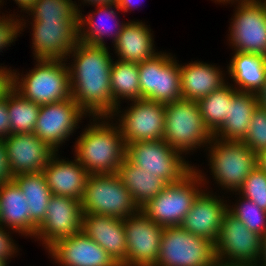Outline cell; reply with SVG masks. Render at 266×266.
Listing matches in <instances>:
<instances>
[{
  "instance_id": "6da1fadb",
  "label": "cell",
  "mask_w": 266,
  "mask_h": 266,
  "mask_svg": "<svg viewBox=\"0 0 266 266\" xmlns=\"http://www.w3.org/2000/svg\"><path fill=\"white\" fill-rule=\"evenodd\" d=\"M109 53L108 46L78 41L67 56H74L72 65H68L71 97L88 116L111 117L117 108L111 92L113 60Z\"/></svg>"
},
{
  "instance_id": "7a4b0ae2",
  "label": "cell",
  "mask_w": 266,
  "mask_h": 266,
  "mask_svg": "<svg viewBox=\"0 0 266 266\" xmlns=\"http://www.w3.org/2000/svg\"><path fill=\"white\" fill-rule=\"evenodd\" d=\"M93 119L76 141L75 158L89 174H115L125 160L126 143L119 126L107 121L109 117Z\"/></svg>"
},
{
  "instance_id": "3957f363",
  "label": "cell",
  "mask_w": 266,
  "mask_h": 266,
  "mask_svg": "<svg viewBox=\"0 0 266 266\" xmlns=\"http://www.w3.org/2000/svg\"><path fill=\"white\" fill-rule=\"evenodd\" d=\"M200 171L194 168L180 182L167 184L157 196L149 200L140 210L150 220L162 227L180 226L191 209L193 201L202 191L201 186L207 182Z\"/></svg>"
},
{
  "instance_id": "277c9868",
  "label": "cell",
  "mask_w": 266,
  "mask_h": 266,
  "mask_svg": "<svg viewBox=\"0 0 266 266\" xmlns=\"http://www.w3.org/2000/svg\"><path fill=\"white\" fill-rule=\"evenodd\" d=\"M66 60L36 59V67L22 76L15 73V90L38 105L71 98L69 68Z\"/></svg>"
},
{
  "instance_id": "5b68a950",
  "label": "cell",
  "mask_w": 266,
  "mask_h": 266,
  "mask_svg": "<svg viewBox=\"0 0 266 266\" xmlns=\"http://www.w3.org/2000/svg\"><path fill=\"white\" fill-rule=\"evenodd\" d=\"M212 138L197 101L180 99L165 104L163 140L172 148L181 154L189 153L202 145L207 146Z\"/></svg>"
},
{
  "instance_id": "8992f818",
  "label": "cell",
  "mask_w": 266,
  "mask_h": 266,
  "mask_svg": "<svg viewBox=\"0 0 266 266\" xmlns=\"http://www.w3.org/2000/svg\"><path fill=\"white\" fill-rule=\"evenodd\" d=\"M209 165L216 182L224 189L238 191L257 166V154L243 141L213 136L209 144Z\"/></svg>"
},
{
  "instance_id": "52a82bcc",
  "label": "cell",
  "mask_w": 266,
  "mask_h": 266,
  "mask_svg": "<svg viewBox=\"0 0 266 266\" xmlns=\"http://www.w3.org/2000/svg\"><path fill=\"white\" fill-rule=\"evenodd\" d=\"M81 206L83 213L119 219H124L140 210L116 173L89 174Z\"/></svg>"
},
{
  "instance_id": "ba28073f",
  "label": "cell",
  "mask_w": 266,
  "mask_h": 266,
  "mask_svg": "<svg viewBox=\"0 0 266 266\" xmlns=\"http://www.w3.org/2000/svg\"><path fill=\"white\" fill-rule=\"evenodd\" d=\"M181 155L163 139L126 144L125 158L166 184L180 182L195 168Z\"/></svg>"
},
{
  "instance_id": "9c48e42d",
  "label": "cell",
  "mask_w": 266,
  "mask_h": 266,
  "mask_svg": "<svg viewBox=\"0 0 266 266\" xmlns=\"http://www.w3.org/2000/svg\"><path fill=\"white\" fill-rule=\"evenodd\" d=\"M214 242L181 226L164 227L155 266H214Z\"/></svg>"
},
{
  "instance_id": "30bf717a",
  "label": "cell",
  "mask_w": 266,
  "mask_h": 266,
  "mask_svg": "<svg viewBox=\"0 0 266 266\" xmlns=\"http://www.w3.org/2000/svg\"><path fill=\"white\" fill-rule=\"evenodd\" d=\"M169 53L138 63L142 99L170 103L182 99L180 64Z\"/></svg>"
},
{
  "instance_id": "8fae6325",
  "label": "cell",
  "mask_w": 266,
  "mask_h": 266,
  "mask_svg": "<svg viewBox=\"0 0 266 266\" xmlns=\"http://www.w3.org/2000/svg\"><path fill=\"white\" fill-rule=\"evenodd\" d=\"M261 245L262 236L250 231L229 212L225 214L214 242L218 262L257 266L261 262Z\"/></svg>"
},
{
  "instance_id": "7c38bea8",
  "label": "cell",
  "mask_w": 266,
  "mask_h": 266,
  "mask_svg": "<svg viewBox=\"0 0 266 266\" xmlns=\"http://www.w3.org/2000/svg\"><path fill=\"white\" fill-rule=\"evenodd\" d=\"M229 27V44L235 52L266 57V11L264 0L240 2ZM231 28V29H230Z\"/></svg>"
},
{
  "instance_id": "4fadbf2b",
  "label": "cell",
  "mask_w": 266,
  "mask_h": 266,
  "mask_svg": "<svg viewBox=\"0 0 266 266\" xmlns=\"http://www.w3.org/2000/svg\"><path fill=\"white\" fill-rule=\"evenodd\" d=\"M127 241L126 266H155L164 227L141 210L124 218Z\"/></svg>"
},
{
  "instance_id": "5bb4252c",
  "label": "cell",
  "mask_w": 266,
  "mask_h": 266,
  "mask_svg": "<svg viewBox=\"0 0 266 266\" xmlns=\"http://www.w3.org/2000/svg\"><path fill=\"white\" fill-rule=\"evenodd\" d=\"M132 106L119 114V128L126 144L163 139L165 104L147 99L132 100Z\"/></svg>"
},
{
  "instance_id": "9a60e30c",
  "label": "cell",
  "mask_w": 266,
  "mask_h": 266,
  "mask_svg": "<svg viewBox=\"0 0 266 266\" xmlns=\"http://www.w3.org/2000/svg\"><path fill=\"white\" fill-rule=\"evenodd\" d=\"M83 211L81 201L67 196L51 195L43 222L34 238L48 249L60 239L81 232Z\"/></svg>"
},
{
  "instance_id": "2e32d148",
  "label": "cell",
  "mask_w": 266,
  "mask_h": 266,
  "mask_svg": "<svg viewBox=\"0 0 266 266\" xmlns=\"http://www.w3.org/2000/svg\"><path fill=\"white\" fill-rule=\"evenodd\" d=\"M86 114L71 97L69 99L40 106L34 134L51 148H58L77 129ZM61 144V145H60Z\"/></svg>"
},
{
  "instance_id": "e0dca14e",
  "label": "cell",
  "mask_w": 266,
  "mask_h": 266,
  "mask_svg": "<svg viewBox=\"0 0 266 266\" xmlns=\"http://www.w3.org/2000/svg\"><path fill=\"white\" fill-rule=\"evenodd\" d=\"M34 60H65L79 41V23L31 22Z\"/></svg>"
},
{
  "instance_id": "ac0fdd59",
  "label": "cell",
  "mask_w": 266,
  "mask_h": 266,
  "mask_svg": "<svg viewBox=\"0 0 266 266\" xmlns=\"http://www.w3.org/2000/svg\"><path fill=\"white\" fill-rule=\"evenodd\" d=\"M12 177L42 171L56 151L33 133L10 134L3 139Z\"/></svg>"
},
{
  "instance_id": "d6986e66",
  "label": "cell",
  "mask_w": 266,
  "mask_h": 266,
  "mask_svg": "<svg viewBox=\"0 0 266 266\" xmlns=\"http://www.w3.org/2000/svg\"><path fill=\"white\" fill-rule=\"evenodd\" d=\"M47 250L61 266H119L99 244L82 231L58 240Z\"/></svg>"
},
{
  "instance_id": "ffe728a7",
  "label": "cell",
  "mask_w": 266,
  "mask_h": 266,
  "mask_svg": "<svg viewBox=\"0 0 266 266\" xmlns=\"http://www.w3.org/2000/svg\"><path fill=\"white\" fill-rule=\"evenodd\" d=\"M81 231L99 244L119 266H126L124 219L83 213Z\"/></svg>"
},
{
  "instance_id": "44dd1931",
  "label": "cell",
  "mask_w": 266,
  "mask_h": 266,
  "mask_svg": "<svg viewBox=\"0 0 266 266\" xmlns=\"http://www.w3.org/2000/svg\"><path fill=\"white\" fill-rule=\"evenodd\" d=\"M216 197L203 189L193 201L180 226L195 236L215 242L223 218L228 212V205L223 199Z\"/></svg>"
},
{
  "instance_id": "7402d4cb",
  "label": "cell",
  "mask_w": 266,
  "mask_h": 266,
  "mask_svg": "<svg viewBox=\"0 0 266 266\" xmlns=\"http://www.w3.org/2000/svg\"><path fill=\"white\" fill-rule=\"evenodd\" d=\"M55 153L42 170L52 195L67 196L81 201L88 171L75 158L74 161L59 159Z\"/></svg>"
},
{
  "instance_id": "603a6c76",
  "label": "cell",
  "mask_w": 266,
  "mask_h": 266,
  "mask_svg": "<svg viewBox=\"0 0 266 266\" xmlns=\"http://www.w3.org/2000/svg\"><path fill=\"white\" fill-rule=\"evenodd\" d=\"M212 64L190 62L180 65L181 95L184 100L198 101L224 86V74Z\"/></svg>"
},
{
  "instance_id": "cb8c5ba5",
  "label": "cell",
  "mask_w": 266,
  "mask_h": 266,
  "mask_svg": "<svg viewBox=\"0 0 266 266\" xmlns=\"http://www.w3.org/2000/svg\"><path fill=\"white\" fill-rule=\"evenodd\" d=\"M151 29L143 22H126L114 45L118 60L141 63L151 59L155 52Z\"/></svg>"
},
{
  "instance_id": "d4e9b609",
  "label": "cell",
  "mask_w": 266,
  "mask_h": 266,
  "mask_svg": "<svg viewBox=\"0 0 266 266\" xmlns=\"http://www.w3.org/2000/svg\"><path fill=\"white\" fill-rule=\"evenodd\" d=\"M258 106L257 95L236 91L230 101L228 115L213 136L223 140L243 141L247 136L252 114Z\"/></svg>"
},
{
  "instance_id": "484cf974",
  "label": "cell",
  "mask_w": 266,
  "mask_h": 266,
  "mask_svg": "<svg viewBox=\"0 0 266 266\" xmlns=\"http://www.w3.org/2000/svg\"><path fill=\"white\" fill-rule=\"evenodd\" d=\"M27 199L12 179L0 185V224L31 237V217Z\"/></svg>"
},
{
  "instance_id": "4316f807",
  "label": "cell",
  "mask_w": 266,
  "mask_h": 266,
  "mask_svg": "<svg viewBox=\"0 0 266 266\" xmlns=\"http://www.w3.org/2000/svg\"><path fill=\"white\" fill-rule=\"evenodd\" d=\"M96 7L97 11L88 14L87 17L83 16L82 13L79 14V41L90 45L106 46L104 37L111 36L113 39L112 43H115L118 35L121 33L124 25L126 24L121 23L119 20H117L118 16L116 15L117 11L115 10L117 9L120 12L119 7L116 3ZM96 15H98L97 18L99 20L102 19L101 23L94 18ZM104 18L107 21L113 19L116 26H108V24L105 23L106 20ZM85 26H87L86 29L83 28Z\"/></svg>"
},
{
  "instance_id": "83f0119b",
  "label": "cell",
  "mask_w": 266,
  "mask_h": 266,
  "mask_svg": "<svg viewBox=\"0 0 266 266\" xmlns=\"http://www.w3.org/2000/svg\"><path fill=\"white\" fill-rule=\"evenodd\" d=\"M228 74L238 91L257 94L266 78V57L259 54L234 52Z\"/></svg>"
},
{
  "instance_id": "f1b7e54d",
  "label": "cell",
  "mask_w": 266,
  "mask_h": 266,
  "mask_svg": "<svg viewBox=\"0 0 266 266\" xmlns=\"http://www.w3.org/2000/svg\"><path fill=\"white\" fill-rule=\"evenodd\" d=\"M116 174L139 208L157 196L167 185L162 179L130 163L126 158Z\"/></svg>"
},
{
  "instance_id": "f546056e",
  "label": "cell",
  "mask_w": 266,
  "mask_h": 266,
  "mask_svg": "<svg viewBox=\"0 0 266 266\" xmlns=\"http://www.w3.org/2000/svg\"><path fill=\"white\" fill-rule=\"evenodd\" d=\"M13 180L27 199L31 217V237H34L38 226L44 220L48 202L52 195L51 190L42 171L15 175Z\"/></svg>"
},
{
  "instance_id": "4dcf8cb0",
  "label": "cell",
  "mask_w": 266,
  "mask_h": 266,
  "mask_svg": "<svg viewBox=\"0 0 266 266\" xmlns=\"http://www.w3.org/2000/svg\"><path fill=\"white\" fill-rule=\"evenodd\" d=\"M116 61L112 62L110 81L113 101L117 105V108L111 117H109V121H111L110 119H113L112 116L122 113L119 110L121 104L120 99L125 98L127 100L129 99V101L142 99L139 84L138 63L121 60Z\"/></svg>"
},
{
  "instance_id": "1f68e13d",
  "label": "cell",
  "mask_w": 266,
  "mask_h": 266,
  "mask_svg": "<svg viewBox=\"0 0 266 266\" xmlns=\"http://www.w3.org/2000/svg\"><path fill=\"white\" fill-rule=\"evenodd\" d=\"M237 90L226 83L220 89L198 100L201 117L213 134L224 122L228 115L230 101Z\"/></svg>"
},
{
  "instance_id": "d6a6232c",
  "label": "cell",
  "mask_w": 266,
  "mask_h": 266,
  "mask_svg": "<svg viewBox=\"0 0 266 266\" xmlns=\"http://www.w3.org/2000/svg\"><path fill=\"white\" fill-rule=\"evenodd\" d=\"M11 134L33 133L40 105L24 98L14 90L7 98Z\"/></svg>"
},
{
  "instance_id": "836d02e7",
  "label": "cell",
  "mask_w": 266,
  "mask_h": 266,
  "mask_svg": "<svg viewBox=\"0 0 266 266\" xmlns=\"http://www.w3.org/2000/svg\"><path fill=\"white\" fill-rule=\"evenodd\" d=\"M72 0H37L25 13L32 15V21H58L79 23L80 8ZM29 12V13H28Z\"/></svg>"
},
{
  "instance_id": "e575fe53",
  "label": "cell",
  "mask_w": 266,
  "mask_h": 266,
  "mask_svg": "<svg viewBox=\"0 0 266 266\" xmlns=\"http://www.w3.org/2000/svg\"><path fill=\"white\" fill-rule=\"evenodd\" d=\"M240 198V203L235 204L234 208L228 206V212L240 220L250 231L263 237L266 234V211L262 210L255 202Z\"/></svg>"
},
{
  "instance_id": "d590c367",
  "label": "cell",
  "mask_w": 266,
  "mask_h": 266,
  "mask_svg": "<svg viewBox=\"0 0 266 266\" xmlns=\"http://www.w3.org/2000/svg\"><path fill=\"white\" fill-rule=\"evenodd\" d=\"M238 192V195L241 194L243 198L255 202L262 210L266 211V172L257 165L245 179Z\"/></svg>"
},
{
  "instance_id": "8d00e7d4",
  "label": "cell",
  "mask_w": 266,
  "mask_h": 266,
  "mask_svg": "<svg viewBox=\"0 0 266 266\" xmlns=\"http://www.w3.org/2000/svg\"><path fill=\"white\" fill-rule=\"evenodd\" d=\"M243 143L256 154L266 150V109L257 106L248 125Z\"/></svg>"
},
{
  "instance_id": "74e56055",
  "label": "cell",
  "mask_w": 266,
  "mask_h": 266,
  "mask_svg": "<svg viewBox=\"0 0 266 266\" xmlns=\"http://www.w3.org/2000/svg\"><path fill=\"white\" fill-rule=\"evenodd\" d=\"M21 20L24 21L23 18L15 19L12 15L6 16V18L5 15L2 17L0 15V52L5 47L10 46L19 35L18 33L26 26V22L24 21L23 24Z\"/></svg>"
},
{
  "instance_id": "f35d334b",
  "label": "cell",
  "mask_w": 266,
  "mask_h": 266,
  "mask_svg": "<svg viewBox=\"0 0 266 266\" xmlns=\"http://www.w3.org/2000/svg\"><path fill=\"white\" fill-rule=\"evenodd\" d=\"M0 66V100H4L15 90V71Z\"/></svg>"
},
{
  "instance_id": "ab89813d",
  "label": "cell",
  "mask_w": 266,
  "mask_h": 266,
  "mask_svg": "<svg viewBox=\"0 0 266 266\" xmlns=\"http://www.w3.org/2000/svg\"><path fill=\"white\" fill-rule=\"evenodd\" d=\"M0 224V259L7 263V260L12 258L17 253L18 247L15 245L12 237L9 236L10 232L4 229Z\"/></svg>"
},
{
  "instance_id": "60d3db41",
  "label": "cell",
  "mask_w": 266,
  "mask_h": 266,
  "mask_svg": "<svg viewBox=\"0 0 266 266\" xmlns=\"http://www.w3.org/2000/svg\"><path fill=\"white\" fill-rule=\"evenodd\" d=\"M13 179L8 164V155L3 139H0V185Z\"/></svg>"
},
{
  "instance_id": "b9f144b4",
  "label": "cell",
  "mask_w": 266,
  "mask_h": 266,
  "mask_svg": "<svg viewBox=\"0 0 266 266\" xmlns=\"http://www.w3.org/2000/svg\"><path fill=\"white\" fill-rule=\"evenodd\" d=\"M11 134L10 116L8 113L7 98L0 100V139H5Z\"/></svg>"
},
{
  "instance_id": "7bdbcfd3",
  "label": "cell",
  "mask_w": 266,
  "mask_h": 266,
  "mask_svg": "<svg viewBox=\"0 0 266 266\" xmlns=\"http://www.w3.org/2000/svg\"><path fill=\"white\" fill-rule=\"evenodd\" d=\"M137 0H117L116 4L119 7V9L125 12H128L129 9L133 8V6H136L137 8V4L136 5ZM138 3V2H137Z\"/></svg>"
},
{
  "instance_id": "ee69618b",
  "label": "cell",
  "mask_w": 266,
  "mask_h": 266,
  "mask_svg": "<svg viewBox=\"0 0 266 266\" xmlns=\"http://www.w3.org/2000/svg\"><path fill=\"white\" fill-rule=\"evenodd\" d=\"M256 95L258 100V106L266 109V78L262 88L258 91Z\"/></svg>"
},
{
  "instance_id": "f6af8a7d",
  "label": "cell",
  "mask_w": 266,
  "mask_h": 266,
  "mask_svg": "<svg viewBox=\"0 0 266 266\" xmlns=\"http://www.w3.org/2000/svg\"><path fill=\"white\" fill-rule=\"evenodd\" d=\"M21 10L28 11L37 0H14Z\"/></svg>"
},
{
  "instance_id": "bcb514c9",
  "label": "cell",
  "mask_w": 266,
  "mask_h": 266,
  "mask_svg": "<svg viewBox=\"0 0 266 266\" xmlns=\"http://www.w3.org/2000/svg\"><path fill=\"white\" fill-rule=\"evenodd\" d=\"M257 165L266 172V150L257 154Z\"/></svg>"
},
{
  "instance_id": "7dc6e473",
  "label": "cell",
  "mask_w": 266,
  "mask_h": 266,
  "mask_svg": "<svg viewBox=\"0 0 266 266\" xmlns=\"http://www.w3.org/2000/svg\"><path fill=\"white\" fill-rule=\"evenodd\" d=\"M84 3H89V5H96V6H102V5H109L116 3L117 0H83Z\"/></svg>"
},
{
  "instance_id": "c3c4849f",
  "label": "cell",
  "mask_w": 266,
  "mask_h": 266,
  "mask_svg": "<svg viewBox=\"0 0 266 266\" xmlns=\"http://www.w3.org/2000/svg\"><path fill=\"white\" fill-rule=\"evenodd\" d=\"M261 265L257 266H266V234L262 237V245H261Z\"/></svg>"
},
{
  "instance_id": "681fc988",
  "label": "cell",
  "mask_w": 266,
  "mask_h": 266,
  "mask_svg": "<svg viewBox=\"0 0 266 266\" xmlns=\"http://www.w3.org/2000/svg\"><path fill=\"white\" fill-rule=\"evenodd\" d=\"M214 266H256V265H247V264H226L224 262H216Z\"/></svg>"
},
{
  "instance_id": "f907efd6",
  "label": "cell",
  "mask_w": 266,
  "mask_h": 266,
  "mask_svg": "<svg viewBox=\"0 0 266 266\" xmlns=\"http://www.w3.org/2000/svg\"><path fill=\"white\" fill-rule=\"evenodd\" d=\"M219 2V3H229L230 4V2L233 4L234 2H236V3H240V2H246V1H251V0H215V2ZM238 1V2H237Z\"/></svg>"
},
{
  "instance_id": "816d5d0a",
  "label": "cell",
  "mask_w": 266,
  "mask_h": 266,
  "mask_svg": "<svg viewBox=\"0 0 266 266\" xmlns=\"http://www.w3.org/2000/svg\"><path fill=\"white\" fill-rule=\"evenodd\" d=\"M8 263L0 259V266H7Z\"/></svg>"
},
{
  "instance_id": "f5cc1de1",
  "label": "cell",
  "mask_w": 266,
  "mask_h": 266,
  "mask_svg": "<svg viewBox=\"0 0 266 266\" xmlns=\"http://www.w3.org/2000/svg\"><path fill=\"white\" fill-rule=\"evenodd\" d=\"M264 9H265V11H266V1H264Z\"/></svg>"
}]
</instances>
